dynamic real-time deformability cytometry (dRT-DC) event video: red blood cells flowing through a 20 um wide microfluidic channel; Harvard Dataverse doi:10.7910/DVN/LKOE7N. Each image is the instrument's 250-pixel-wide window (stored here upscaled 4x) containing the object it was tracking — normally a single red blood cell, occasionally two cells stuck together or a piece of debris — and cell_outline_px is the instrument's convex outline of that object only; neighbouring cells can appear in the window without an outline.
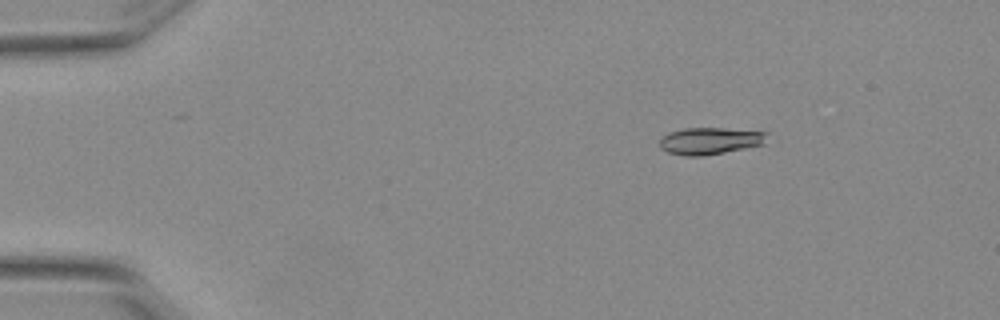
{"species": "Egyptian fruit bat (a non-hibernating species)", "species_latin": "Rousettus aegyptiacus", "temperature_condition": "warm", "stored_images_in_passage": 4, "camera_frame_rate_fps": 3000, "um_per_image_px": 0.085, "animal": {"sex": "female"}, "frame": {"image": 1, "passage_image": 1, "time_ms": 0.0, "image_size_px": [1000, 320], "cell_outline_px": [[768, 132], [764, 144], [704, 156], [684, 156], [668, 152], [660, 148], [660, 140], [668, 132], [684, 128], [724, 128]], "centroid_in_image_um": [60.33, 11.97], "position_along_channel_um": 24.7, "area_um2": 16.82}}
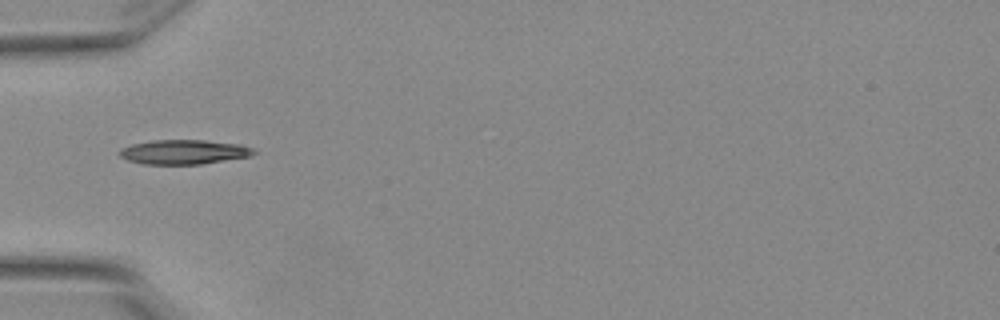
{"frame": {"image": 2, "passage_image": 4, "time_ms": 1.0, "image_size_px": [1000, 320], "cell_outline_px": [[256, 152], [252, 156], [200, 164], [144, 164], [128, 160], [120, 156], [116, 152], [120, 148], [132, 144], [152, 140], [204, 140], [240, 144], [252, 148]], "centroid_in_image_um": [15.6, 12.91], "position_along_channel_um": 69.4, "area_um2": 19.19}}